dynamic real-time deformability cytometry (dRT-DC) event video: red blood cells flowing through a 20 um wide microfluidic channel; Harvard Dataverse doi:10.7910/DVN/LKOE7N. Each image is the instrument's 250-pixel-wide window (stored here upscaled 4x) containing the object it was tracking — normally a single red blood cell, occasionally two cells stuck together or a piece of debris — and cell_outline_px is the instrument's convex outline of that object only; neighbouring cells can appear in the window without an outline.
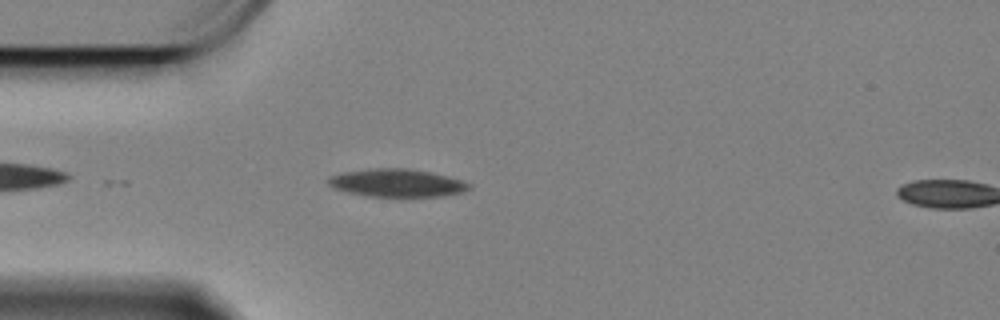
{"species": "Egyptian fruit bat (a non-hibernating species)", "species_latin": "Rousettus aegyptiacus", "temperature_condition": "cold", "stored_images_in_passage": 3, "camera_frame_rate_fps": 3000, "um_per_image_px": 0.085, "animal": {"sex": "female"}, "frame": {"image": 1, "passage_image": 1, "time_ms": 0.0, "image_size_px": [1000, 320], "cell_outline_px": [[468, 188], [460, 192], [436, 196], [368, 196], [348, 192], [336, 188], [328, 184], [328, 180], [332, 176], [344, 172], [372, 168], [408, 168], [448, 176], [460, 180], [468, 184]], "centroid_in_image_um": [33.69, 15.54], "position_along_channel_um": 51.3, "area_um2": 22.2}}